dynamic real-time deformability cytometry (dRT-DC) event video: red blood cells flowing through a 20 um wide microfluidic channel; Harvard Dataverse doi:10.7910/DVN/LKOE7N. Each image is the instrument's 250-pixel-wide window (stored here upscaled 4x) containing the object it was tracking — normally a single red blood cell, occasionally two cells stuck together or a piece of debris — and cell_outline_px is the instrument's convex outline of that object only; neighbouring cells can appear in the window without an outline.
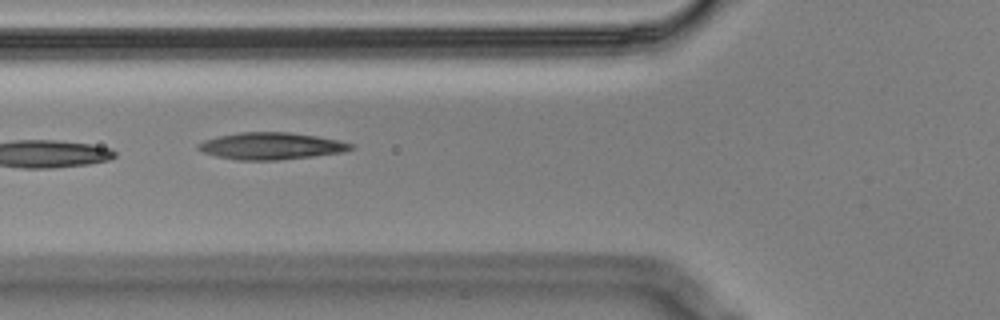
{"species": "Egyptian fruit bat (a non-hibernating species)", "species_latin": "Rousettus aegyptiacus", "temperature_condition": "cold", "stored_images_in_passage": 10, "camera_frame_rate_fps": 3000, "um_per_image_px": 0.085, "animal": {"sex": "male"}, "frame": {"image": 1, "passage_image": 5, "time_ms": 1.333, "image_size_px": [1000, 320], "cell_outline_px": [[356, 148], [344, 152], [312, 156], [276, 160], [236, 160], [216, 156], [204, 152], [196, 148], [196, 144], [204, 140], [220, 136], [240, 132], [288, 132], [316, 136], [340, 140], [356, 144]], "centroid_in_image_um": [23.09, 12.41], "position_along_channel_um": 102.7, "area_um2": 24.04}}
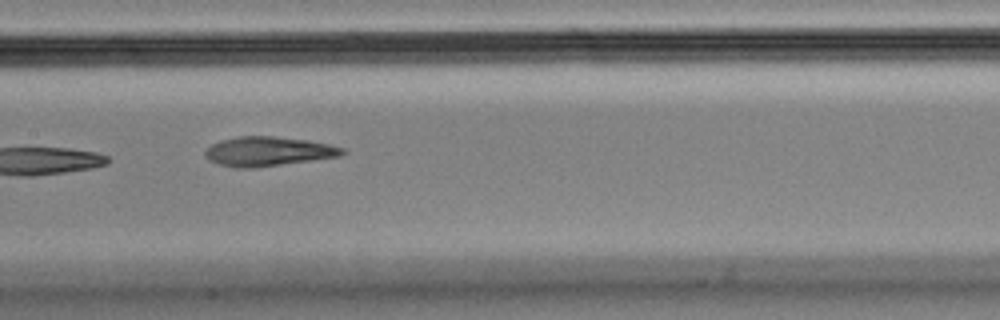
{"frame": {"image": 2, "passage_image": 7, "time_ms": 2.0, "image_size_px": [1000, 320], "cell_outline_px": [[348, 152], [340, 156], [312, 160], [252, 168], [236, 168], [220, 164], [212, 160], [204, 152], [212, 144], [220, 140], [240, 136], [272, 136], [308, 140], [328, 144], [344, 148]], "centroid_in_image_um": [22.84, 12.86], "position_along_channel_um": 184.6, "area_um2": 23.18}}
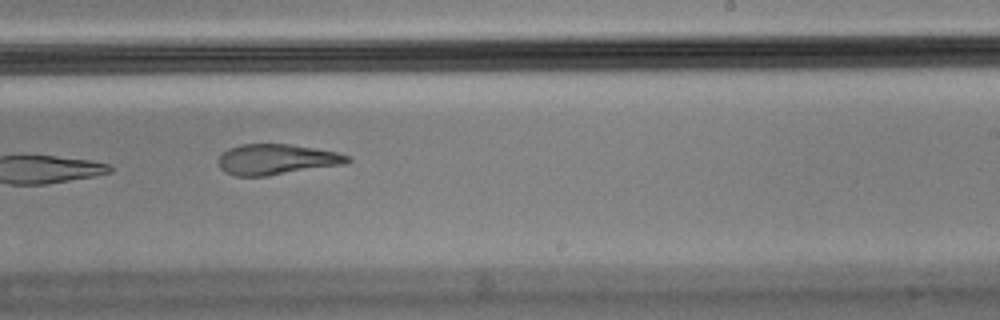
{"frame": {"image": 3, "passage_image": 9, "time_ms": 2.667, "image_size_px": [1000, 320], "cell_outline_px": [[352, 160], [348, 164], [268, 176], [236, 176], [224, 172], [220, 168], [220, 156], [228, 148], [240, 144], [288, 144], [336, 152], [348, 156]], "centroid_in_image_um": [23.53, 13.56], "position_along_channel_um": 265.5, "area_um2": 23.0}}